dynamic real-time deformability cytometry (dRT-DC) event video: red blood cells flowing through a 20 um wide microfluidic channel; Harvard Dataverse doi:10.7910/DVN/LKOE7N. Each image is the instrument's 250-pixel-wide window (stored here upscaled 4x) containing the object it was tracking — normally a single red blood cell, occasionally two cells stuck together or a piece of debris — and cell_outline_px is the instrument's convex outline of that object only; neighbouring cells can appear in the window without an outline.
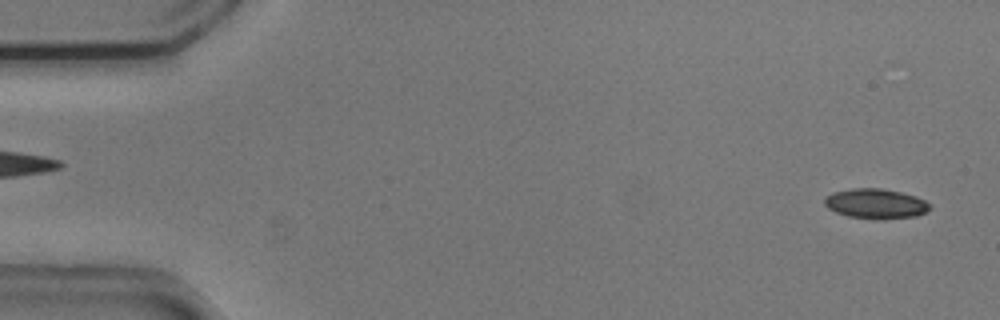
{"species": "common noctule bat (a hibernating species)", "species_latin": "Nyctalus noctula", "temperature_condition": "cold", "stored_images_in_passage": 17, "camera_frame_rate_fps": 3000, "um_per_image_px": 0.085, "animal": {"sex": "male", "body_mass_g": 20.5, "forearm_length_mm": 52.5}, "frame": {"image": 1, "passage_image": 2, "time_ms": 0.333, "image_size_px": [1000, 320], "cell_outline_px": [[932, 208], [928, 212], [916, 216], [884, 220], [880, 220], [848, 216], [836, 212], [828, 208], [824, 204], [824, 196], [832, 192], [852, 188], [880, 188], [900, 192], [916, 196], [924, 200]], "centroid_in_image_um": [74.43, 17.32], "position_along_channel_um": 10.6, "area_um2": 18.61}}
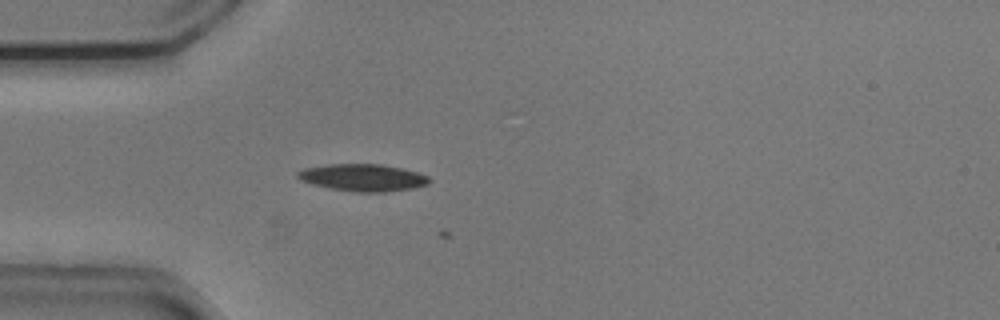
{"frame": {"image": 2, "passage_image": 15, "time_ms": 4.667, "image_size_px": [1000, 320], "cell_outline_px": [[432, 180], [428, 184], [412, 188], [384, 192], [356, 192], [332, 188], [312, 184], [300, 180], [296, 176], [296, 172], [304, 168], [328, 164], [380, 164], [404, 168], [428, 176]], "centroid_in_image_um": [30.84, 15.09], "position_along_channel_um": 54.2, "area_um2": 20.81}}